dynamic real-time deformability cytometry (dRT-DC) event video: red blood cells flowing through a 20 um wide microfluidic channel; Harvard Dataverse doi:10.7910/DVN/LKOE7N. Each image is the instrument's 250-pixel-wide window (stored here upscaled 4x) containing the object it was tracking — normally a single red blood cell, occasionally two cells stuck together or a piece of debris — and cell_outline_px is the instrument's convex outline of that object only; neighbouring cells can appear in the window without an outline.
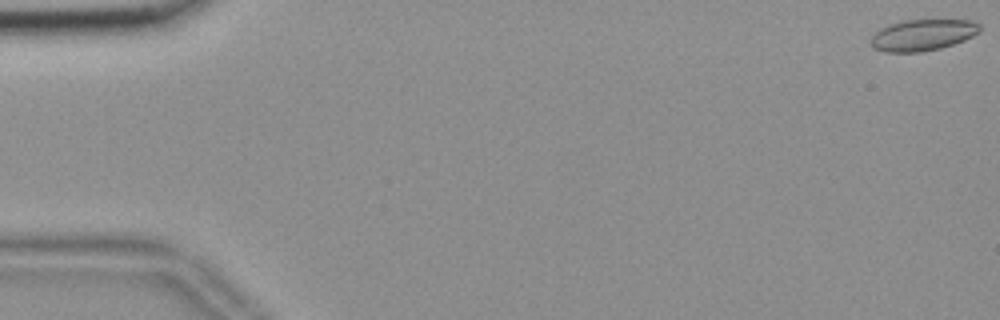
{"species": "common noctule bat (a hibernating species)", "species_latin": "Nyctalus noctula", "temperature_condition": "room temperature", "stored_images_in_passage": 56, "camera_frame_rate_fps": 3000, "um_per_image_px": 0.085, "animal": {"sex": "female", "body_mass_g": 18.4}, "frame": {"image": 1, "passage_image": 1, "time_ms": 0.0, "image_size_px": [1000, 320], "cell_outline_px": [[980, 32], [964, 40], [940, 48], [924, 52], [884, 52], [872, 48], [868, 40], [880, 28], [888, 24], [904, 20], [972, 20], [980, 24]], "centroid_in_image_um": [78.39, 2.98], "position_along_channel_um": 6.6, "area_um2": 20.11}}
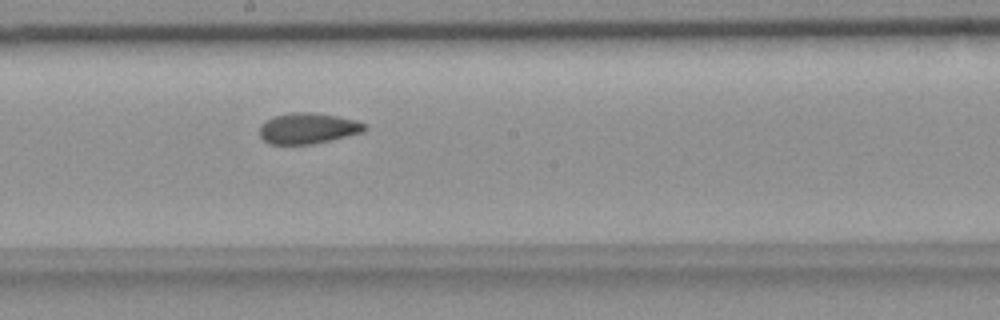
{"frame": {"image": 2, "passage_image": 31, "time_ms": 10.0, "image_size_px": [1000, 320], "cell_outline_px": [[368, 128], [364, 132], [312, 144], [268, 144], [260, 136], [260, 124], [276, 116], [296, 112], [308, 112], [336, 116], [356, 120], [364, 124]], "centroid_in_image_um": [26.18, 10.92], "position_along_channel_um": 222.0, "area_um2": 18.61}}
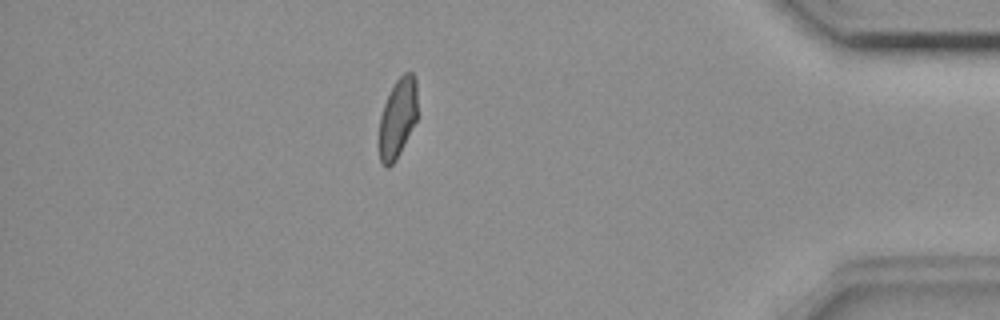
{"frame": {"image": 3, "passage_image": 49, "time_ms": 16.0, "image_size_px": [1000, 320], "cell_outline_px": [[416, 120], [396, 160], [388, 168], [384, 168], [380, 160], [380, 116], [384, 104], [396, 80], [404, 72], [412, 72], [416, 76]], "centroid_in_image_um": [33.8, 10.03], "position_along_channel_um": 401.4, "area_um2": 17.46}, "authors_computed_cell_mechanics": {"area_um2": 19.074, "velocity_mm_per_s": 3.6736, "shape_relaxation_time_tau1_ms": null, "shape_relaxation_time_tau2_ms": 1.7406, "deformation_change_tau1": null, "deformation_change_tau2": 0.0797}}